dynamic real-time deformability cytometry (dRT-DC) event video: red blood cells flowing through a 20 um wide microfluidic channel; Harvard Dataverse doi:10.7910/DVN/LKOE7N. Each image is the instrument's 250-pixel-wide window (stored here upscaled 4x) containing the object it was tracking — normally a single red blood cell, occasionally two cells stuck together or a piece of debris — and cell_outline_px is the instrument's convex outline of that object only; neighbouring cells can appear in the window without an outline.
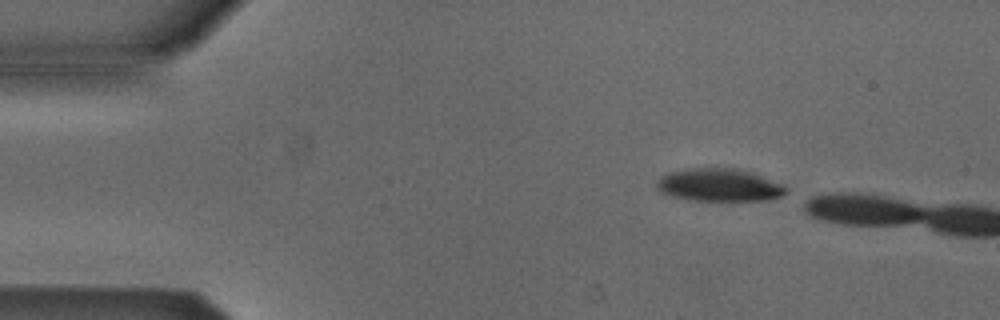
{"species": "Egyptian fruit bat (a non-hibernating species)", "species_latin": "Rousettus aegyptiacus", "temperature_condition": "cold", "stored_images_in_passage": 4, "camera_frame_rate_fps": 3000, "um_per_image_px": 0.085, "animal": {"sex": "male"}, "frame": {"image": 1, "passage_image": 1, "time_ms": 0.0, "image_size_px": [1000, 320], "cell_outline_px": [[788, 192], [784, 196], [768, 200], [692, 200], [672, 196], [660, 192], [656, 188], [656, 184], [660, 176], [668, 172], [684, 168], [716, 164], [740, 168], [752, 172], [784, 184], [788, 188]], "centroid_in_image_um": [61.15, 15.67], "position_along_channel_um": 23.9, "area_um2": 25.89}}